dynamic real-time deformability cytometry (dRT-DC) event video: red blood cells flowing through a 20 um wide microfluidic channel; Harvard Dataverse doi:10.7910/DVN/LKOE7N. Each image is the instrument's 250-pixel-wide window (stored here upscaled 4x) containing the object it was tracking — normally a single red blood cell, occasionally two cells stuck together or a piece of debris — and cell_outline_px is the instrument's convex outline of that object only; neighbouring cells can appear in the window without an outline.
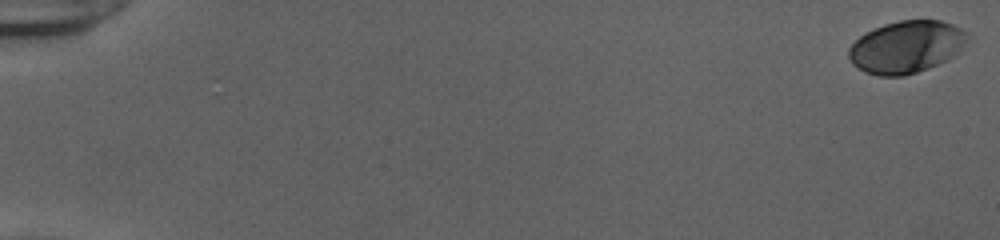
{"species": "human", "species_latin": "Homo sapiens", "temperature_condition": "cold", "stored_images_in_passage": 55, "camera_frame_rate_fps": 3000, "um_per_image_px": 0.085, "donor": {"sex": "female"}, "frame": {"image": 1, "passage_image": 1, "time_ms": 0.0, "image_size_px": [1000, 240], "cell_outline_px": [[968, 36], [964, 44], [948, 60], [928, 68], [904, 76], [880, 76], [864, 72], [852, 64], [848, 56], [848, 48], [860, 36], [884, 24], [900, 20], [940, 20], [952, 24], [968, 32]], "centroid_in_image_um": [77.02, 3.99], "position_along_channel_um": 8.0, "area_um2": 35.95}}
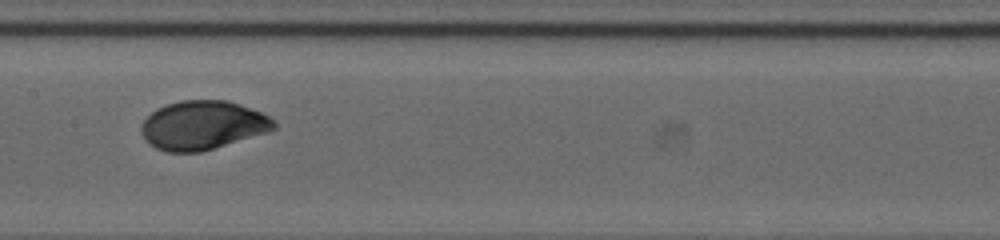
{"frame": {"image": 2, "passage_image": 30, "time_ms": 9.667, "image_size_px": [1000, 240], "cell_outline_px": [[276, 128], [268, 132], [200, 152], [164, 152], [156, 148], [140, 132], [140, 124], [156, 108], [180, 100], [228, 100], [240, 104], [260, 112], [268, 116], [276, 124]], "centroid_in_image_um": [17.22, 10.64], "position_along_channel_um": 190.2, "area_um2": 37.57}}
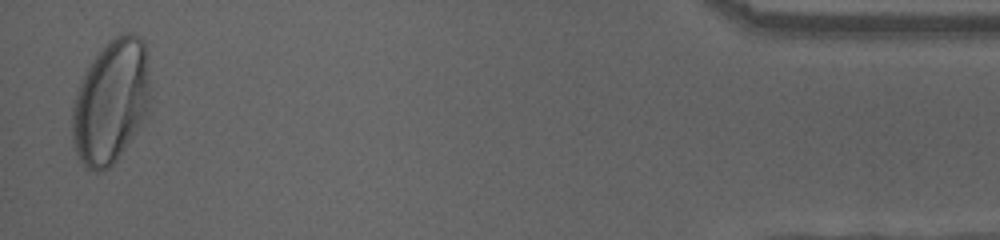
{"frame": {"image": 3, "passage_image": 54, "time_ms": 17.667, "image_size_px": [1000, 240], "cell_outline_px": [[148, 116], [116, 160], [104, 172], [92, 172], [80, 160], [76, 152], [72, 140], [72, 104], [80, 80], [88, 64], [96, 52], [104, 44], [116, 36], [124, 32], [132, 32], [140, 36], [144, 40], [148, 56]], "centroid_in_image_um": [9.42, 8.61], "position_along_channel_um": 425.8, "area_um2": 56.99}, "authors_computed_cell_mechanics": {"area_um2": 37.1654, "velocity_mm_per_s": 3.8652, "shape_relaxation_time_tau1_ms": 3.725, "shape_relaxation_time_tau2_ms": null, "deformation_change_tau1": 0.1736, "deformation_change_tau2": null}}